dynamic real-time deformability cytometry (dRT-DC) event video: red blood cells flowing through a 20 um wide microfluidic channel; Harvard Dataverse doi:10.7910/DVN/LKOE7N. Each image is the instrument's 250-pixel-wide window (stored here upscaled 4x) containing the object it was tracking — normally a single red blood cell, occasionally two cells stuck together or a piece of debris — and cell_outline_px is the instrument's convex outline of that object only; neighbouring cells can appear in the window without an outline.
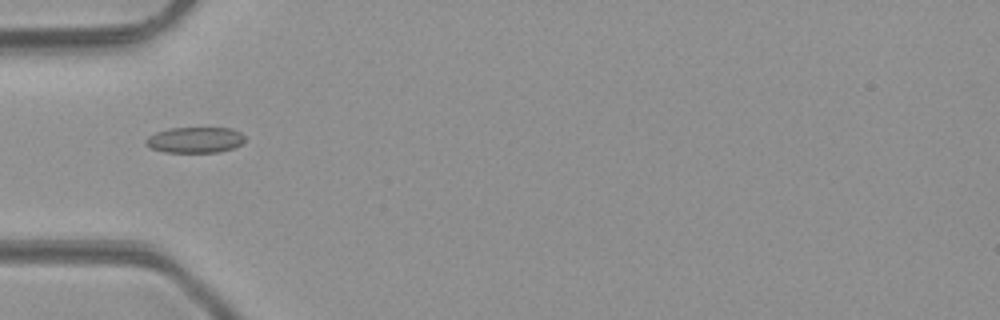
{"species": "common noctule bat (a hibernating species)", "species_latin": "Nyctalus noctula", "temperature_condition": "room temperature", "stored_images_in_passage": 2, "camera_frame_rate_fps": 3000, "um_per_image_px": 0.085, "animal": {"sex": "male", "body_mass_g": 23.1, "forearm_length_mm": 52.7}, "frame": {"image": 1, "passage_image": 1, "time_ms": 0.0, "image_size_px": [1000, 320], "cell_outline_px": [[244, 140], [240, 144], [232, 148], [216, 152], [164, 152], [152, 148], [144, 144], [144, 140], [148, 136], [156, 132], [168, 128], [232, 128], [240, 132], [244, 136]], "centroid_in_image_um": [16.53, 11.88], "position_along_channel_um": 68.5, "area_um2": 14.85}}
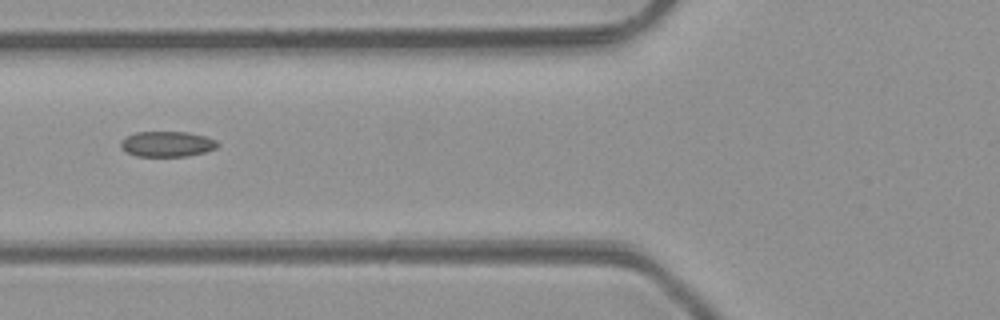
{"frame": {"image": 2, "passage_image": 2, "time_ms": 1.0, "image_size_px": [1000, 320], "cell_outline_px": [[220, 144], [216, 148], [204, 152], [188, 156], [136, 156], [120, 148], [120, 140], [136, 132], [188, 132], [204, 136], [216, 140]], "centroid_in_image_um": [14.2, 12.24], "position_along_channel_um": 111.6, "area_um2": 14.33}}